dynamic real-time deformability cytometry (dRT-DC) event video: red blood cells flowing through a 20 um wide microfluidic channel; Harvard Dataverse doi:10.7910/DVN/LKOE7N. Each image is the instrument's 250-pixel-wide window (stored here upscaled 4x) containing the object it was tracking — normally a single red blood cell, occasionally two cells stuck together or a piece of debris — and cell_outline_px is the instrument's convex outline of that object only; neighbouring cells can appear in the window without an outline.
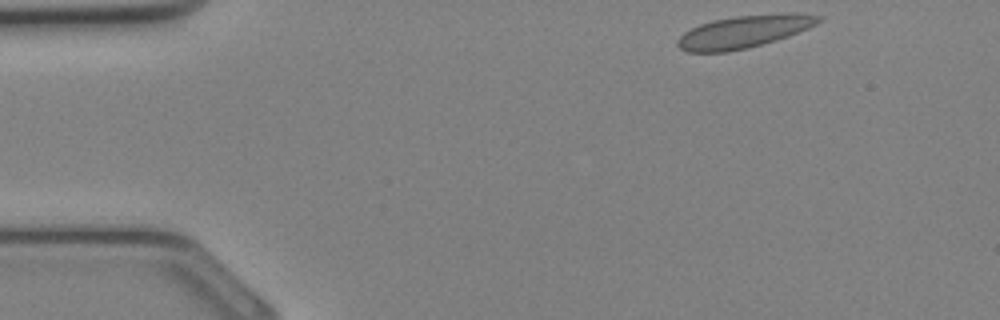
{"species": "Egyptian fruit bat (a non-hibernating species)", "species_latin": "Rousettus aegyptiacus", "temperature_condition": "cold", "stored_images_in_passage": 30, "camera_frame_rate_fps": 3000, "um_per_image_px": 0.085, "animal": {"sex": "female"}, "frame": {"image": 1, "passage_image": 1, "time_ms": 0.0, "image_size_px": [1000, 320], "cell_outline_px": [[824, 16], [816, 24], [808, 28], [788, 36], [776, 40], [748, 48], [728, 52], [688, 52], [680, 48], [676, 44], [676, 40], [684, 32], [700, 24], [712, 20], [736, 16], [784, 12], [792, 12]], "centroid_in_image_um": [63.24, 2.68], "position_along_channel_um": 21.8, "area_um2": 26.82}}
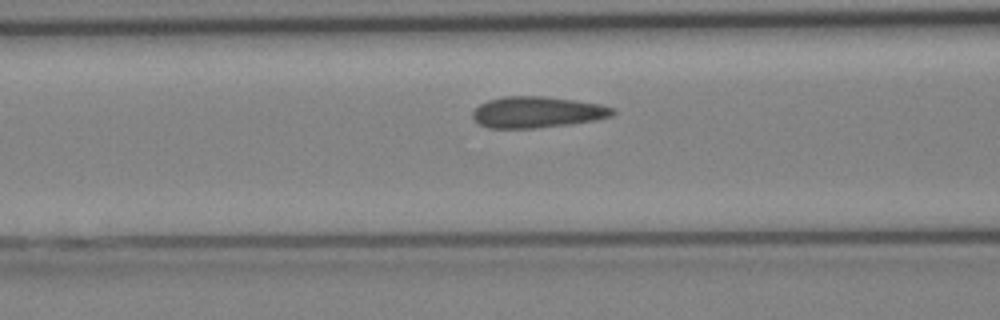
{"frame": {"image": 2, "passage_image": 10, "time_ms": 3.0, "image_size_px": [1000, 320], "cell_outline_px": [[616, 112], [612, 116], [592, 120], [568, 124], [536, 128], [488, 128], [480, 124], [472, 116], [472, 112], [480, 104], [488, 100], [504, 96], [544, 96], [600, 104], [616, 108]], "centroid_in_image_um": [45.66, 9.53], "position_along_channel_um": 120.9, "area_um2": 25.32}}
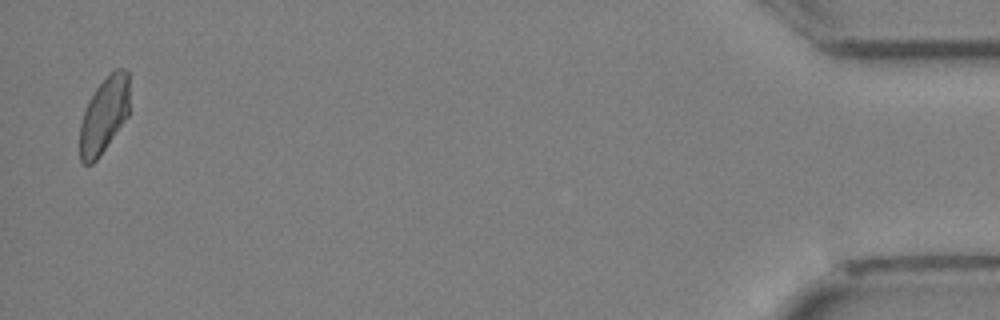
{"frame": {"image": 3, "passage_image": 30, "time_ms": 9.667, "image_size_px": [1000, 320], "cell_outline_px": [[128, 116], [96, 160], [92, 164], [84, 164], [80, 160], [80, 124], [84, 108], [88, 100], [96, 88], [108, 72], [116, 68], [124, 68], [128, 72]], "centroid_in_image_um": [8.82, 9.74], "position_along_channel_um": 426.4, "area_um2": 22.02}}